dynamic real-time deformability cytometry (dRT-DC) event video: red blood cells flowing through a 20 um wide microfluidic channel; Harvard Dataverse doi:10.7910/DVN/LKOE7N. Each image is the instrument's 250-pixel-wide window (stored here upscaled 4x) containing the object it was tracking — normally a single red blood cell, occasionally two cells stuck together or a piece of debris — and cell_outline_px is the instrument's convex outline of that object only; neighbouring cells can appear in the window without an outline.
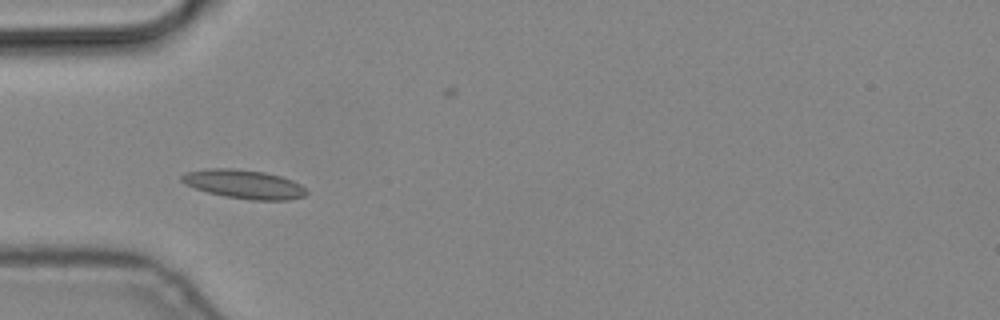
{"species": "common noctule bat (a hibernating species)", "species_latin": "Nyctalus noctula", "temperature_condition": "cold", "stored_images_in_passage": 2, "camera_frame_rate_fps": 3000, "um_per_image_px": 0.085, "animal": {"sex": "male", "body_mass_g": 19.2, "forearm_length_mm": 51.8}, "frame": {"image": 1, "passage_image": 1, "time_ms": 0.0, "image_size_px": [1000, 320], "cell_outline_px": [[308, 192], [304, 196], [288, 200], [252, 200], [224, 196], [208, 192], [184, 184], [180, 180], [180, 176], [188, 172], [212, 168], [232, 168], [264, 172], [280, 176], [292, 180], [300, 184]], "centroid_in_image_um": [20.74, 15.66], "position_along_channel_um": 64.3, "area_um2": 20.81}}
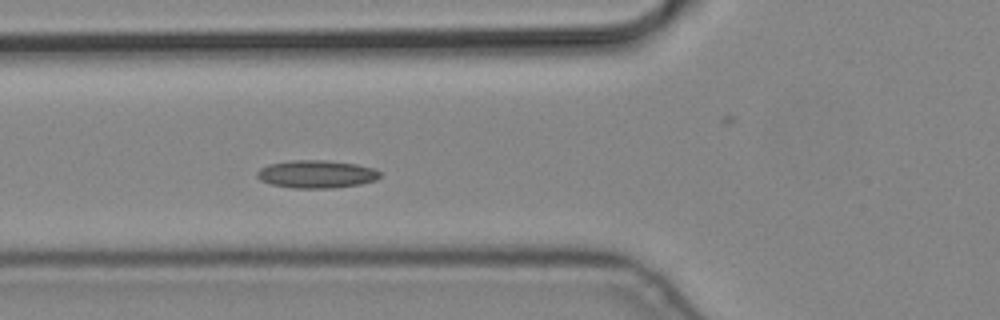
{"frame": {"image": 2, "passage_image": 2, "time_ms": 0.333, "image_size_px": [1000, 320], "cell_outline_px": [[380, 176], [376, 180], [360, 184], [332, 188], [292, 188], [272, 184], [260, 180], [256, 176], [256, 172], [260, 168], [268, 164], [292, 160], [324, 160], [356, 164], [372, 168], [380, 172]], "centroid_in_image_um": [26.87, 14.8], "position_along_channel_um": 98.9, "area_um2": 19.88}}